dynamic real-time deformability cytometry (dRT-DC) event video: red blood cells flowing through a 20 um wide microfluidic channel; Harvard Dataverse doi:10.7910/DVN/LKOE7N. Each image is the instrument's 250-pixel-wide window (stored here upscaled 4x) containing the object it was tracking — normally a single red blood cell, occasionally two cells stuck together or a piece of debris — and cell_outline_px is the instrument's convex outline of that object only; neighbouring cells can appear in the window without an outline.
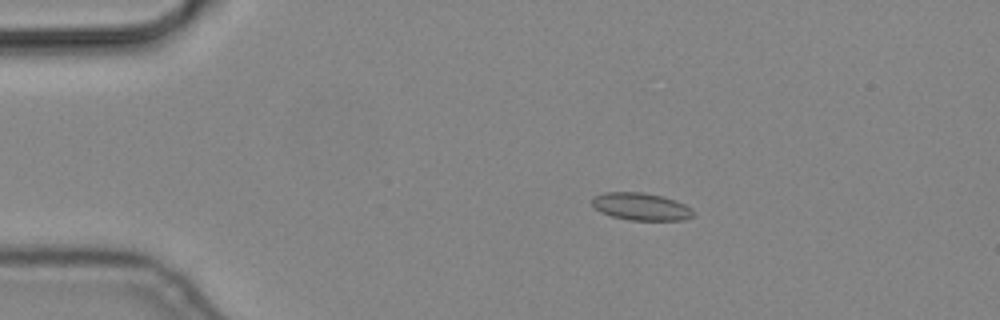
{"species": "common noctule bat (a hibernating species)", "species_latin": "Nyctalus noctula", "temperature_condition": "cold", "stored_images_in_passage": 10, "camera_frame_rate_fps": 3000, "um_per_image_px": 0.085, "animal": {"sex": "male", "body_mass_g": 19.2, "forearm_length_mm": 51.8}, "frame": {"image": 1, "passage_image": 3, "time_ms": 0.667, "image_size_px": [1000, 320], "cell_outline_px": [[692, 216], [684, 220], [628, 220], [612, 216], [600, 212], [592, 204], [592, 196], [604, 192], [644, 192], [664, 196], [684, 204], [692, 208]], "centroid_in_image_um": [54.46, 17.55], "position_along_channel_um": 30.5, "area_um2": 16.24}}
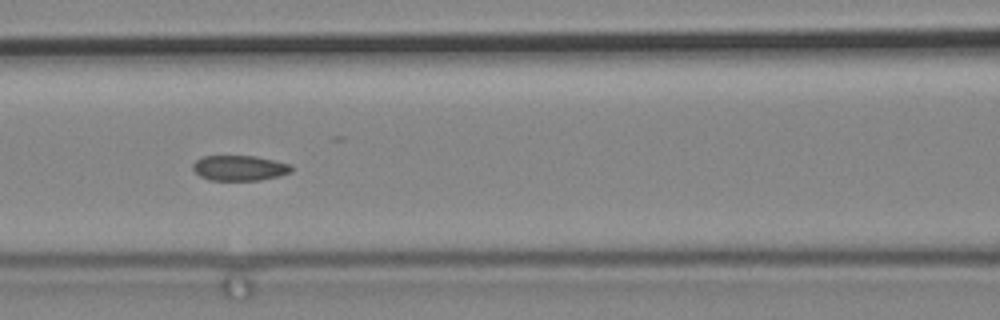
{"frame": {"image": 2, "passage_image": 7, "time_ms": 2.0, "image_size_px": [1000, 320], "cell_outline_px": [[292, 172], [280, 176], [260, 180], [208, 180], [200, 176], [192, 168], [192, 164], [196, 160], [204, 156], [256, 156], [292, 164]], "centroid_in_image_um": [20.38, 14.28], "position_along_channel_um": 146.2, "area_um2": 14.62}}
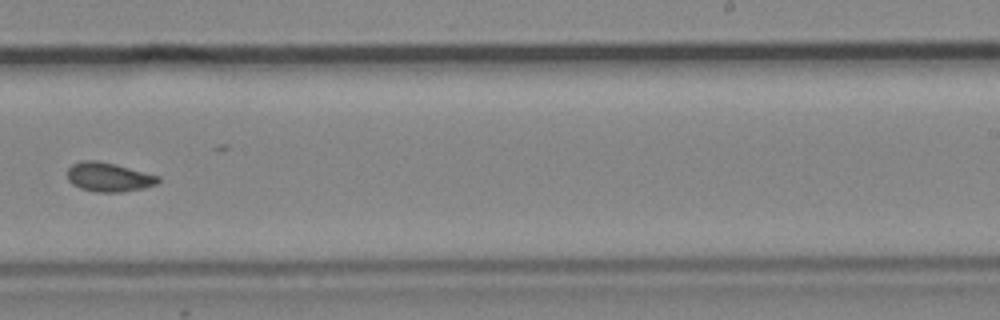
{"frame": {"image": 3, "passage_image": 10, "time_ms": 3.0, "image_size_px": [1000, 320], "cell_outline_px": [[160, 180], [156, 184], [144, 188], [124, 192], [96, 192], [80, 188], [72, 184], [68, 180], [68, 168], [72, 164], [80, 160], [96, 160], [116, 164], [160, 176]], "centroid_in_image_um": [9.24, 15.05], "position_along_channel_um": 279.8, "area_um2": 15.55}}